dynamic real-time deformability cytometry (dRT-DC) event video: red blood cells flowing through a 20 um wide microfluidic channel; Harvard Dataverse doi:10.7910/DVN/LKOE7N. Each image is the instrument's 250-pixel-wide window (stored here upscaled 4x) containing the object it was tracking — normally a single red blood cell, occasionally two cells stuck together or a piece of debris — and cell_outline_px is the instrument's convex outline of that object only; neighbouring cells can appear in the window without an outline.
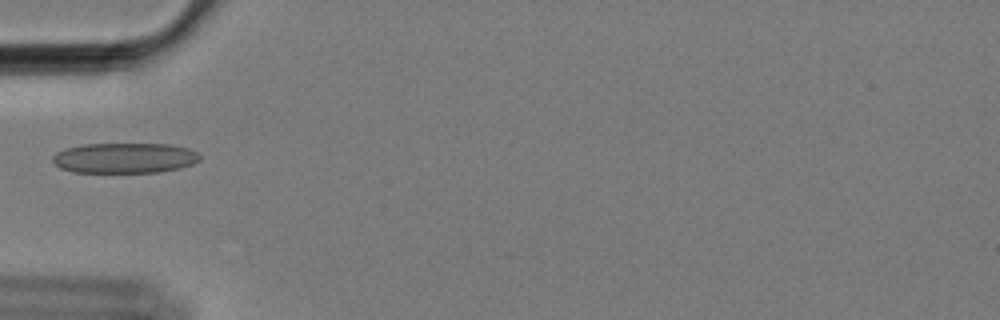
{"species": "Egyptian fruit bat (a non-hibernating species)", "species_latin": "Rousettus aegyptiacus", "temperature_condition": "cold", "stored_images_in_passage": 5, "camera_frame_rate_fps": 3000, "um_per_image_px": 0.085, "animal": {"sex": "female"}, "frame": {"image": 1, "passage_image": 1, "time_ms": 0.0, "image_size_px": [1000, 320], "cell_outline_px": [[200, 160], [192, 164], [180, 168], [156, 172], [72, 172], [60, 168], [52, 160], [52, 156], [56, 152], [64, 148], [84, 144], [172, 144], [188, 148], [196, 152], [200, 156]], "centroid_in_image_um": [10.57, 13.42], "position_along_channel_um": 74.4, "area_um2": 26.07}}
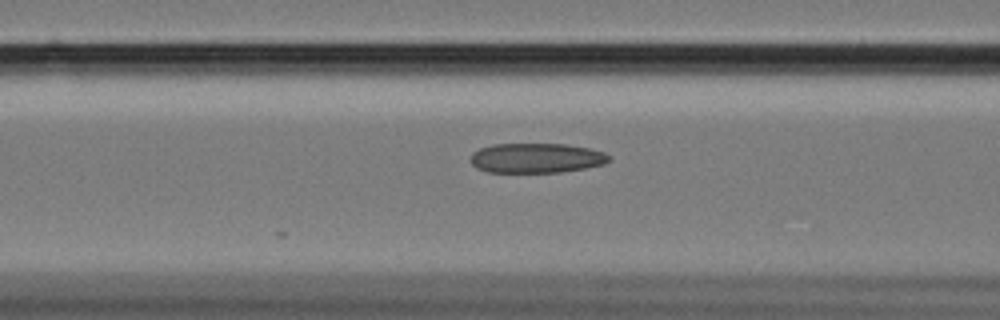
{"frame": {"image": 2, "passage_image": 5, "time_ms": 1.333, "image_size_px": [1000, 320], "cell_outline_px": [[612, 160], [604, 164], [584, 168], [560, 172], [488, 172], [476, 168], [472, 164], [472, 152], [480, 148], [492, 144], [564, 144], [588, 148], [604, 152], [612, 156]], "centroid_in_image_um": [45.61, 13.43], "position_along_channel_um": 121.0, "area_um2": 24.04}}